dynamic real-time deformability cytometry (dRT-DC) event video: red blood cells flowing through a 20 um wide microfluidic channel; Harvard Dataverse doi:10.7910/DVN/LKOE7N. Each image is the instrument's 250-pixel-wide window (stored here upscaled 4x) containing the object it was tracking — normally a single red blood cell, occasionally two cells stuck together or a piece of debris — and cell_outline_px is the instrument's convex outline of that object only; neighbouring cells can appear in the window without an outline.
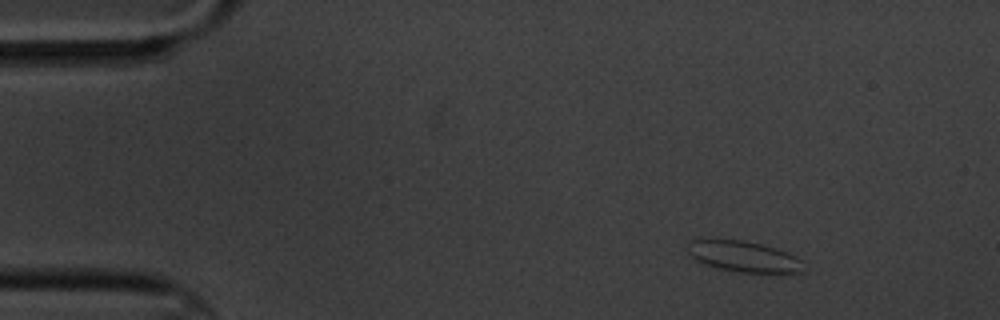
{"species": "common noctule bat (a hibernating species)", "species_latin": "Nyctalus noctula", "temperature_condition": "cold", "stored_images_in_passage": 6, "camera_frame_rate_fps": 3000, "um_per_image_px": 0.085, "animal": {"sex": "male", "body_mass_g": 20.1, "forearm_length_mm": 53.5}, "frame": {"image": 1, "passage_image": 1, "time_ms": 0.0, "image_size_px": [1000, 320], "cell_outline_px": [[804, 272], [740, 272], [720, 268], [704, 264], [696, 260], [688, 252], [692, 240], [740, 240], [764, 244], [776, 248], [800, 260]], "centroid_in_image_um": [63.21, 21.8], "position_along_channel_um": 21.8, "area_um2": 20.11}}
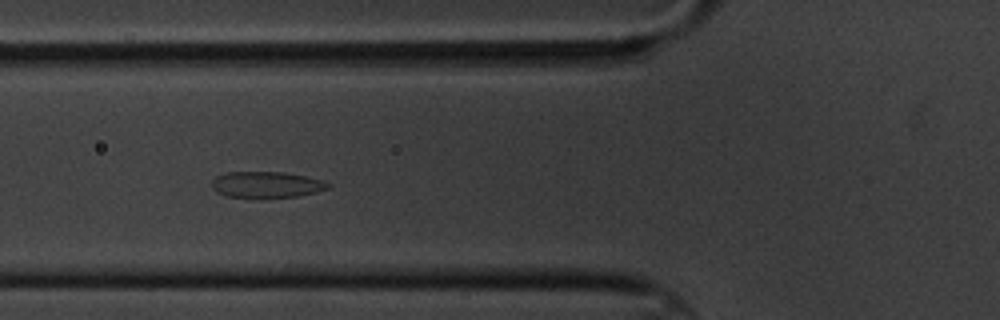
{"frame": {"image": 2, "passage_image": 5, "time_ms": 4.667, "image_size_px": [1000, 320], "cell_outline_px": [[332, 188], [316, 192], [296, 196], [260, 200], [224, 196], [216, 192], [212, 188], [212, 180], [216, 176], [224, 172], [284, 172], [324, 180], [332, 184]], "centroid_in_image_um": [22.64, 15.73], "position_along_channel_um": 103.2, "area_um2": 18.55}}
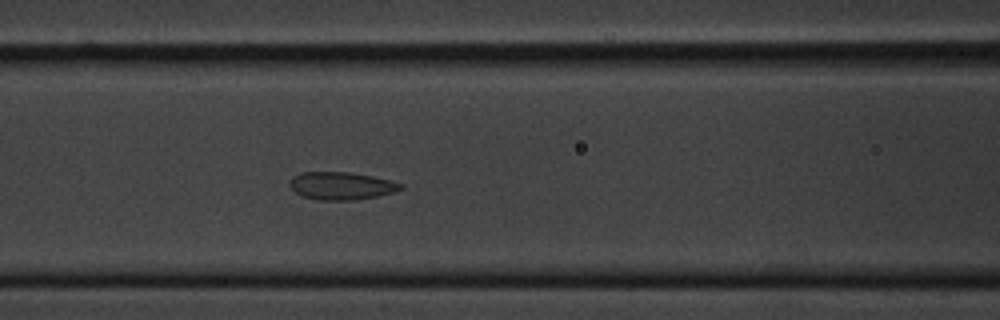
{"frame": {"image": 3, "passage_image": 6, "time_ms": 5.667, "image_size_px": [1000, 320], "cell_outline_px": [[404, 188], [396, 192], [376, 196], [352, 200], [320, 200], [304, 196], [296, 192], [288, 184], [288, 180], [292, 176], [300, 172], [348, 172], [372, 176], [404, 184]], "centroid_in_image_um": [29.0, 15.78], "position_along_channel_um": 137.6, "area_um2": 17.92}}